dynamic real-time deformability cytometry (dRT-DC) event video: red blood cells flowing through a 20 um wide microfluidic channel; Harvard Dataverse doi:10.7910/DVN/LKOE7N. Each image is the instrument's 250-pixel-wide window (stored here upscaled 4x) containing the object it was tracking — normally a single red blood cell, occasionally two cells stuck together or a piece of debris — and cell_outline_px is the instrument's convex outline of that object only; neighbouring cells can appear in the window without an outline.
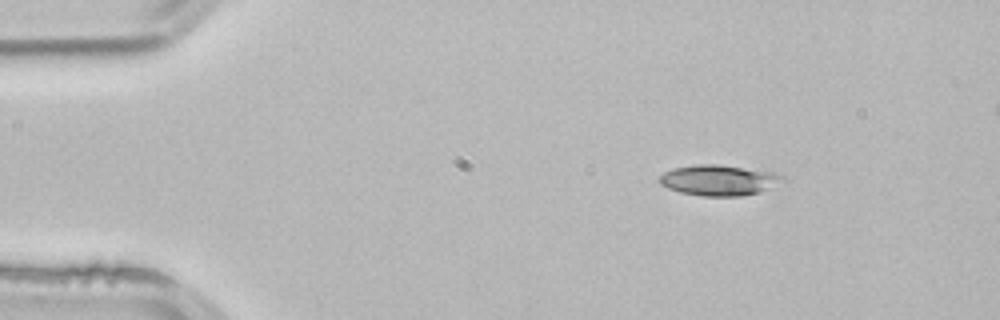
{"species": "common noctule bat (a hibernating species)", "species_latin": "Nyctalus noctula", "temperature_condition": "room temperature", "stored_images_in_passage": 3, "segment_of_instrument_passage": [2, 2], "camera_frame_rate_fps": 3000, "um_per_image_px": 0.085, "animal": {"sex": "male", "body_mass_g": 21.5, "forearm_length_mm": 52.0}, "frame": {"image": 1, "passage_image": 3, "time_ms": 0.667, "image_size_px": [1000, 320], "cell_outline_px": [[784, 180], [760, 192], [740, 196], [704, 196], [680, 192], [668, 188], [660, 184], [660, 176], [664, 172], [676, 168], [696, 164], [716, 164], [772, 172], [784, 176]], "centroid_in_image_um": [61.08, 15.32], "position_along_channel_um": 23.9, "area_um2": 21.62}}